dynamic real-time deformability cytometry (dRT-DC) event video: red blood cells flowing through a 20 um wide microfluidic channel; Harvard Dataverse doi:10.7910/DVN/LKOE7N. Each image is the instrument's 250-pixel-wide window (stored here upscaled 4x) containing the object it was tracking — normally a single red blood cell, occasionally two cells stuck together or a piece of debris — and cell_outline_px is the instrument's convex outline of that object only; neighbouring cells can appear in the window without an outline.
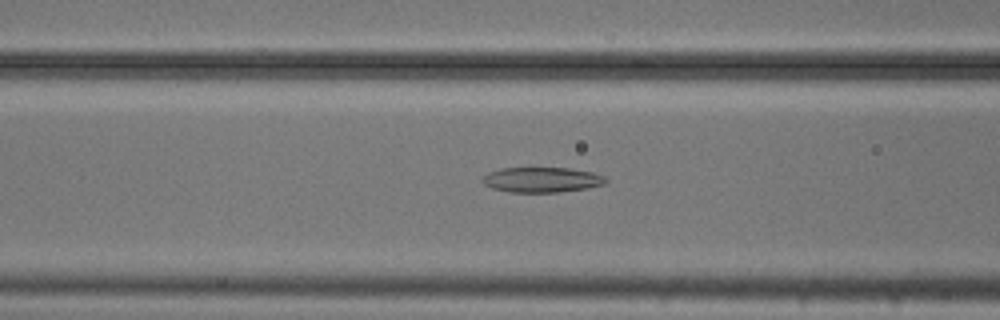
{"species": "common noctule bat (a hibernating species)", "species_latin": "Nyctalus noctula", "temperature_condition": "cold", "stored_images_in_passage": 53, "camera_frame_rate_fps": 3000, "um_per_image_px": 0.085, "animal": {"sex": "male", "body_mass_g": 20.5, "forearm_length_mm": 52.5}, "frame": {"image": 1, "passage_image": 20, "time_ms": 6.333, "image_size_px": [1000, 320], "cell_outline_px": [[608, 180], [604, 184], [588, 188], [560, 192], [508, 192], [492, 188], [484, 184], [480, 180], [488, 172], [500, 168], [568, 168], [592, 172], [604, 176]], "centroid_in_image_um": [46.04, 15.28], "position_along_channel_um": 120.6, "area_um2": 18.15}}
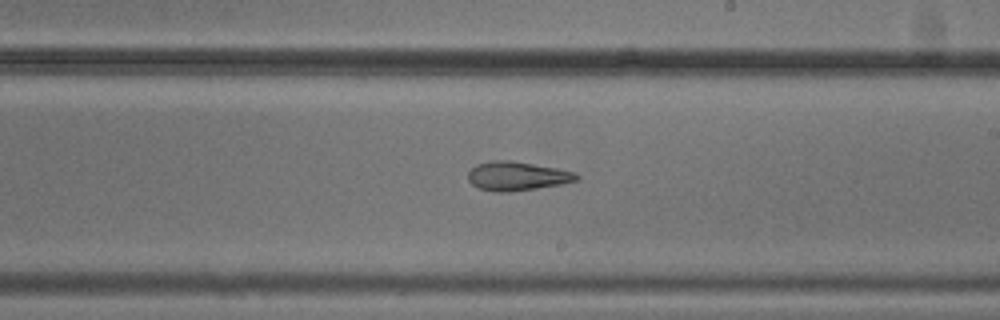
{"frame": {"image": 2, "passage_image": 30, "time_ms": 9.667, "image_size_px": [1000, 320], "cell_outline_px": [[580, 176], [576, 180], [560, 184], [536, 188], [508, 192], [496, 192], [480, 188], [472, 184], [468, 180], [468, 172], [476, 164], [492, 160], [512, 160], [556, 168], [576, 172]], "centroid_in_image_um": [43.93, 14.95], "position_along_channel_um": 245.1, "area_um2": 18.21}}
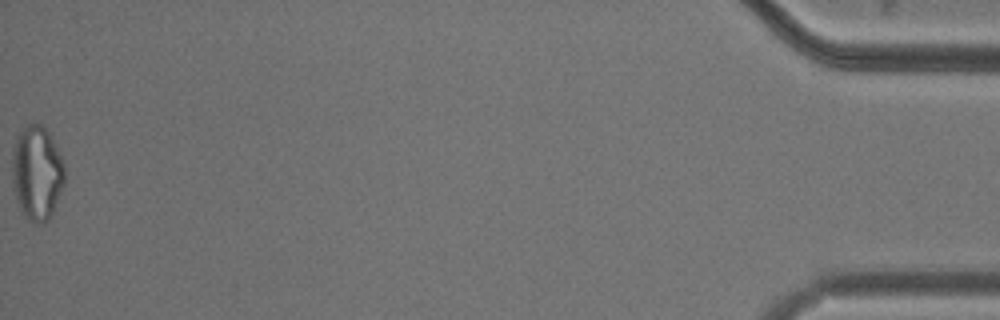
{"frame": {"image": 3, "passage_image": 53, "time_ms": 17.333, "image_size_px": [1000, 320], "cell_outline_px": [[64, 184], [52, 212], [48, 220], [44, 224], [32, 224], [24, 216], [16, 200], [12, 180], [12, 148], [16, 136], [28, 124], [40, 124], [48, 132], [64, 164]], "centroid_in_image_um": [3.11, 14.74], "position_along_channel_um": 432.1, "area_um2": 28.84}, "authors_computed_cell_mechanics": {"area_um2": 22.542, "velocity_mm_per_s": 3.7439, "shape_relaxation_time_tau1_ms": 8.2088, "shape_relaxation_time_tau2_ms": 3.5444, "deformation_change_tau1": 0.1835, "deformation_change_tau2": 0.1282}}